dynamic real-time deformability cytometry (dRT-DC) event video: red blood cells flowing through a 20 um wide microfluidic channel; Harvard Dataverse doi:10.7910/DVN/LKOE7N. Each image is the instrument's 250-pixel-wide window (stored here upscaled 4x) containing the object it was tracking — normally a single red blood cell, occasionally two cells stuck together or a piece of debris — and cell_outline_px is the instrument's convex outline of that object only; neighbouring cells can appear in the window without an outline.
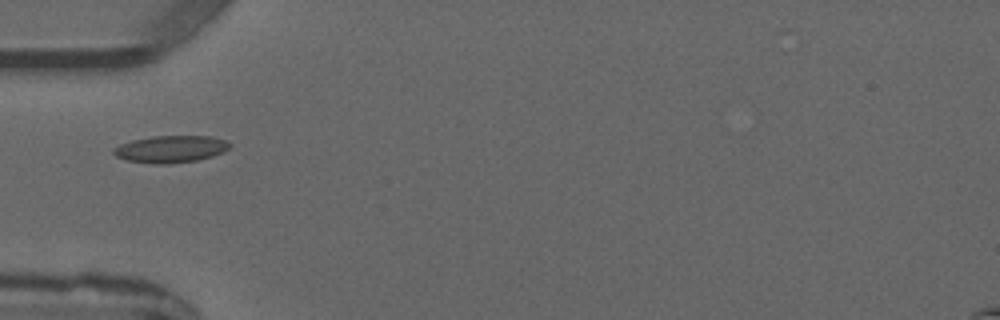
{"species": "common noctule bat (a hibernating species)", "species_latin": "Nyctalus noctula", "temperature_condition": "warm", "stored_images_in_passage": 6, "camera_frame_rate_fps": 3000, "um_per_image_px": 0.085, "animal": {"sex": "male", "forearm_length_mm": 52.5}, "frame": {"image": 1, "passage_image": 5, "time_ms": 4.667, "image_size_px": [1000, 320], "cell_outline_px": [[232, 144], [224, 152], [212, 156], [196, 160], [168, 164], [152, 164], [124, 160], [116, 156], [112, 152], [112, 148], [120, 144], [132, 140], [152, 136], [212, 136], [224, 140]], "centroid_in_image_um": [14.47, 12.67], "position_along_channel_um": 70.5, "area_um2": 18.44}}
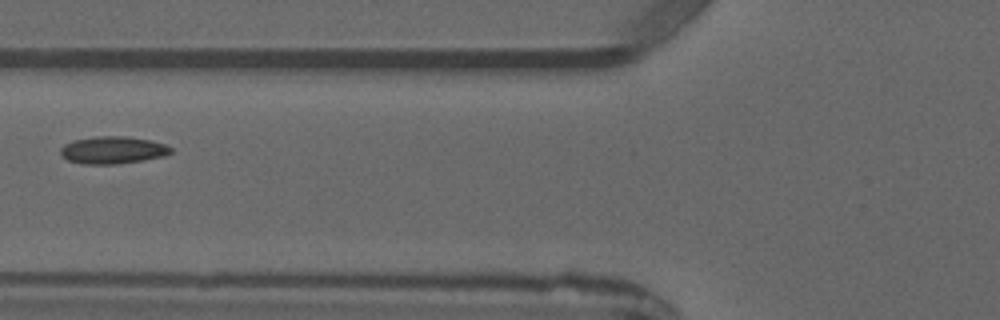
{"frame": {"image": 2, "passage_image": 6, "time_ms": 5.667, "image_size_px": [1000, 320], "cell_outline_px": [[172, 152], [164, 156], [144, 160], [116, 164], [80, 164], [68, 160], [60, 152], [60, 148], [64, 144], [72, 140], [96, 136], [128, 136], [148, 140], [164, 144], [172, 148]], "centroid_in_image_um": [9.57, 12.75], "position_along_channel_um": 116.2, "area_um2": 17.63}}